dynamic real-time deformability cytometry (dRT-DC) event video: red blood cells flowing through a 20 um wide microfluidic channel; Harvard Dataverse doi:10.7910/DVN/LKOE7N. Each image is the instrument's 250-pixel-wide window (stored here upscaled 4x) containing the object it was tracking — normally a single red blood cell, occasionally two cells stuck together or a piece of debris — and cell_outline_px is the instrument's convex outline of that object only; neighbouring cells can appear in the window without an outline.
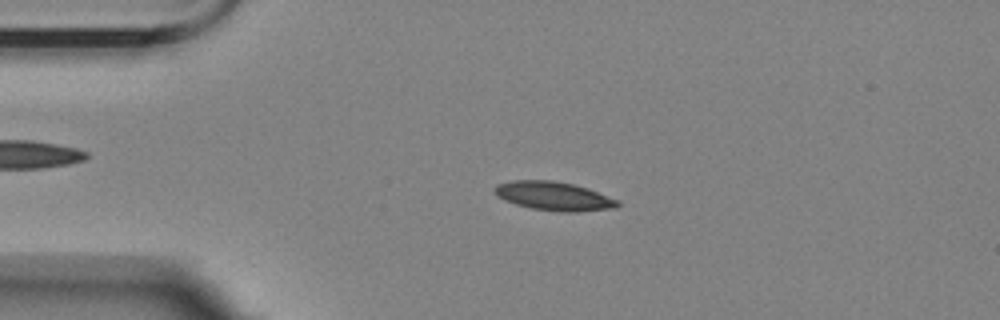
{"species": "Egyptian fruit bat (a non-hibernating species)", "species_latin": "Rousettus aegyptiacus", "temperature_condition": "room temperature", "stored_images_in_passage": 57, "camera_frame_rate_fps": 3000, "um_per_image_px": 0.085, "animal": {"sex": "female"}, "frame": {"image": 1, "passage_image": 12, "time_ms": 3.667, "image_size_px": [1000, 320], "cell_outline_px": [[620, 204], [616, 208], [576, 212], [560, 212], [532, 208], [516, 204], [504, 200], [496, 192], [496, 184], [512, 180], [552, 180], [572, 184], [588, 188], [620, 200]], "centroid_in_image_um": [47.14, 16.67], "position_along_channel_um": 37.9, "area_um2": 20.58}}
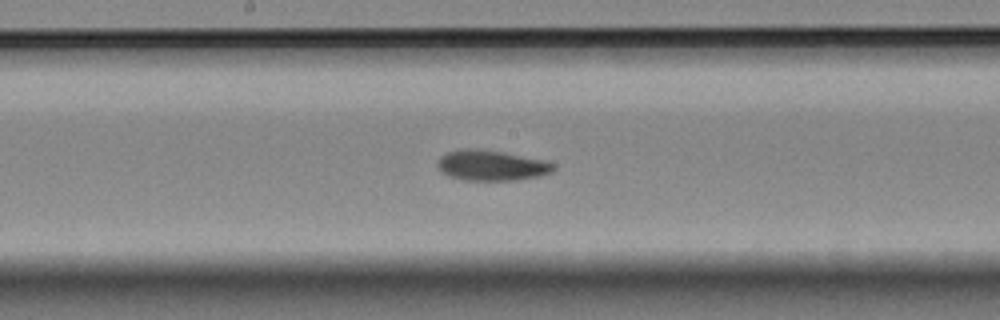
{"frame": {"image": 2, "passage_image": 29, "time_ms": 9.333, "image_size_px": [1000, 320], "cell_outline_px": [[556, 168], [552, 172], [540, 176], [516, 180], [464, 180], [448, 176], [440, 172], [436, 164], [440, 156], [448, 152], [460, 148], [480, 148], [504, 152], [544, 160], [556, 164]], "centroid_in_image_um": [41.75, 14.05], "position_along_channel_um": 206.4, "area_um2": 20.92}}
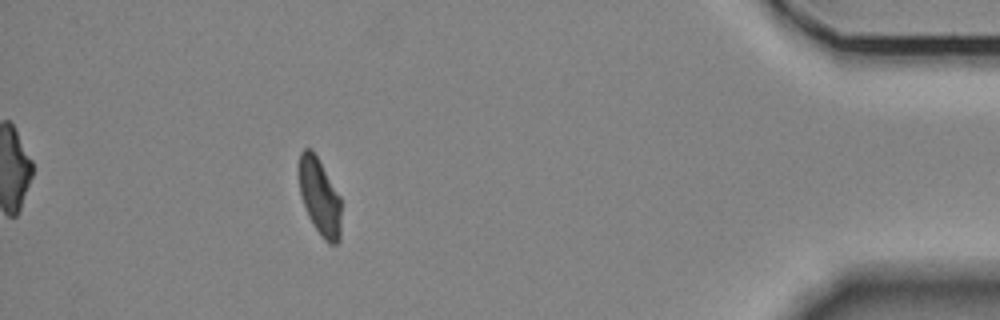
{"frame": {"image": 3, "passage_image": 51, "time_ms": 16.667, "image_size_px": [1000, 320], "cell_outline_px": [[340, 240], [336, 244], [328, 244], [324, 240], [308, 216], [300, 192], [300, 152], [304, 148], [312, 148], [340, 196]], "centroid_in_image_um": [27.19, 16.74], "position_along_channel_um": 408.0, "area_um2": 18.55}, "authors_computed_cell_mechanics": {"area_um2": 19.8832, "velocity_mm_per_s": 3.4691, "shape_relaxation_time_tau1_ms": null, "shape_relaxation_time_tau2_ms": 5.662, "deformation_change_tau1": null, "deformation_change_tau2": 0.1056}}